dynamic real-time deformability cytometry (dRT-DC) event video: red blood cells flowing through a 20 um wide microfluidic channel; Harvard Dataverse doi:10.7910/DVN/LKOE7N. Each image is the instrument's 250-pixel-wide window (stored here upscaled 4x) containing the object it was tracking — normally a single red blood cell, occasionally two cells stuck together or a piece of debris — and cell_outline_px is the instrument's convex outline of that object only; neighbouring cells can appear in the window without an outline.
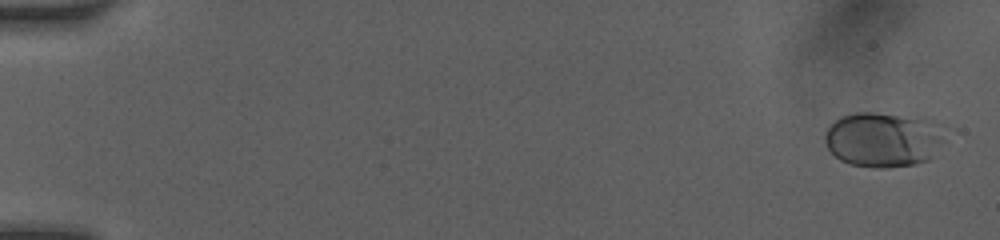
{"species": "human", "species_latin": "Homo sapiens", "temperature_condition": "room temperature", "stored_images_in_passage": 42, "camera_frame_rate_fps": 3000, "um_per_image_px": 0.085, "donor": {"sex": "female"}, "frame": {"image": 1, "passage_image": 2, "time_ms": 0.333, "image_size_px": [1000, 240], "cell_outline_px": [[960, 132], [928, 160], [912, 164], [888, 168], [872, 168], [852, 164], [840, 160], [828, 148], [824, 140], [824, 132], [840, 116], [856, 112], [872, 112], [932, 116], [956, 128]], "centroid_in_image_um": [75.4, 11.79], "position_along_channel_um": 9.6, "area_um2": 41.44}}
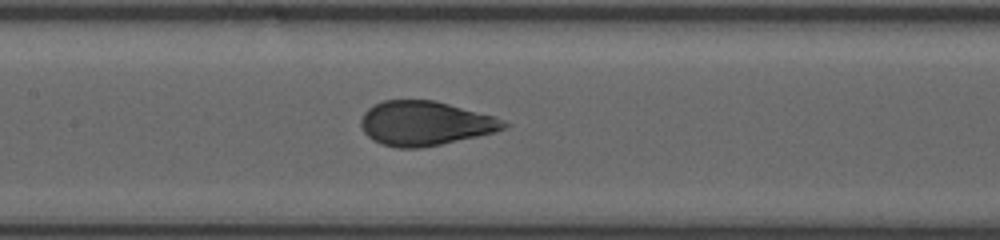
{"frame": {"image": 2, "passage_image": 25, "time_ms": 8.333, "image_size_px": [1000, 240], "cell_outline_px": [[512, 124], [504, 128], [492, 132], [476, 136], [440, 144], [420, 148], [396, 148], [380, 144], [372, 140], [364, 132], [360, 124], [360, 120], [364, 112], [372, 104], [384, 100], [436, 100], [492, 116], [504, 120]], "centroid_in_image_um": [36.07, 10.48], "position_along_channel_um": 171.3, "area_um2": 36.88}}
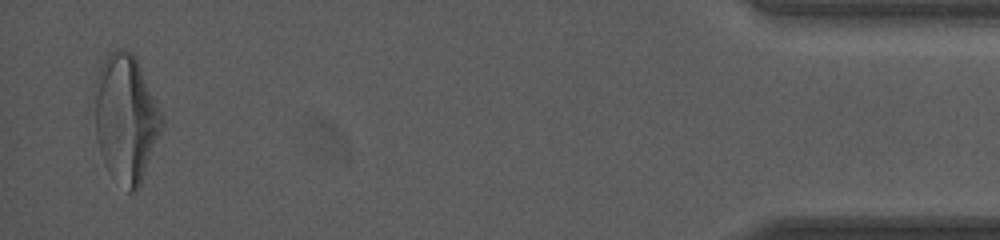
{"frame": {"image": 3, "passage_image": 41, "time_ms": 16.333, "image_size_px": [1000, 240], "cell_outline_px": [[164, 124], [140, 184], [136, 192], [128, 192], [108, 172], [104, 164], [100, 152], [96, 136], [92, 96], [96, 76], [104, 60], [116, 48], [124, 48], [132, 52], [136, 56], [160, 112]], "centroid_in_image_um": [10.65, 10.05], "position_along_channel_um": 424.6, "area_um2": 50.17}, "authors_computed_cell_mechanics": {"area_um2": 38.1191, "velocity_mm_per_s": 4.1109, "shape_relaxation_time_tau1_ms": 3.0983, "shape_relaxation_time_tau2_ms": null, "deformation_change_tau1": 0.1358, "deformation_change_tau2": null}}